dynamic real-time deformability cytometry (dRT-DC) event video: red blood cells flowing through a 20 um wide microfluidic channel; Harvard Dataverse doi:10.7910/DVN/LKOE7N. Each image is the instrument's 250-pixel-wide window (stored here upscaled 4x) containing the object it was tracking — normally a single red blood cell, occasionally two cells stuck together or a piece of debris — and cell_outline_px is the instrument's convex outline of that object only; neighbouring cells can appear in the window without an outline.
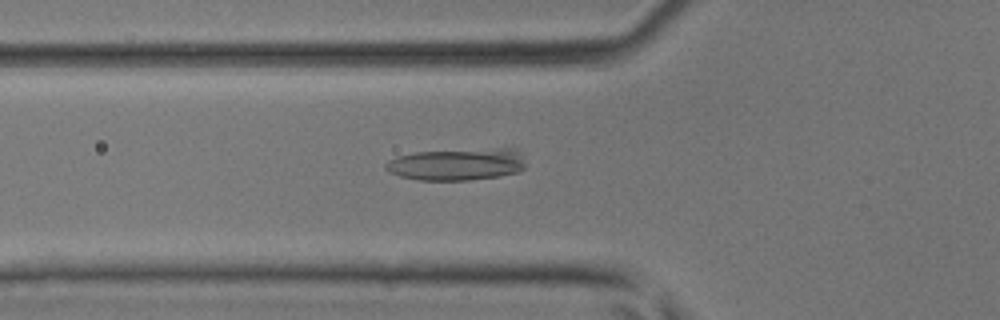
{"species": "common noctule bat (a hibernating species)", "species_latin": "Nyctalus noctula", "temperature_condition": "room temperature", "stored_images_in_passage": 20, "camera_frame_rate_fps": 3000, "um_per_image_px": 0.085, "animal": {"sex": "male", "body_mass_g": 17.9, "forearm_length_mm": 54.2}, "frame": {"image": 1, "passage_image": 12, "time_ms": 3.667, "image_size_px": [1000, 320], "cell_outline_px": [[524, 168], [516, 172], [500, 176], [468, 180], [420, 180], [400, 176], [388, 172], [384, 168], [384, 164], [388, 160], [396, 156], [416, 152], [496, 148], [512, 148], [520, 152], [524, 164]], "centroid_in_image_um": [38.8, 13.96], "position_along_channel_um": 87.0, "area_um2": 26.13}}
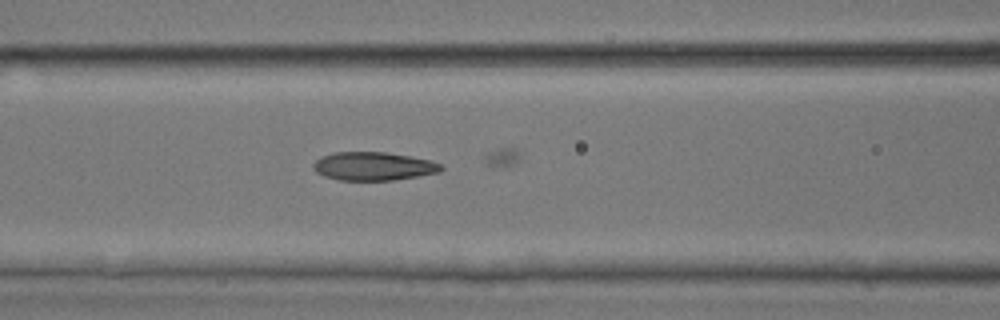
{"frame": {"image": 2, "passage_image": 15, "time_ms": 4.667, "image_size_px": [1000, 320], "cell_outline_px": [[444, 168], [440, 172], [396, 180], [340, 180], [324, 176], [316, 172], [312, 168], [312, 164], [320, 156], [332, 152], [388, 152], [412, 156], [428, 160], [440, 164]], "centroid_in_image_um": [31.72, 14.12], "position_along_channel_um": 134.9, "area_um2": 21.33}}
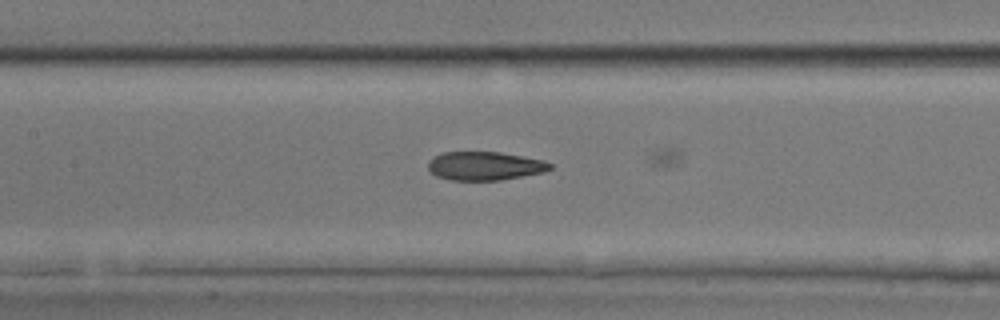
{"frame": {"image": 3, "passage_image": 17, "time_ms": 5.333, "image_size_px": [1000, 320], "cell_outline_px": [[552, 168], [544, 172], [500, 180], [452, 180], [436, 176], [428, 168], [428, 160], [432, 156], [440, 152], [500, 152], [544, 160], [552, 164]], "centroid_in_image_um": [41.18, 14.09], "position_along_channel_um": 166.2, "area_um2": 20.4}}